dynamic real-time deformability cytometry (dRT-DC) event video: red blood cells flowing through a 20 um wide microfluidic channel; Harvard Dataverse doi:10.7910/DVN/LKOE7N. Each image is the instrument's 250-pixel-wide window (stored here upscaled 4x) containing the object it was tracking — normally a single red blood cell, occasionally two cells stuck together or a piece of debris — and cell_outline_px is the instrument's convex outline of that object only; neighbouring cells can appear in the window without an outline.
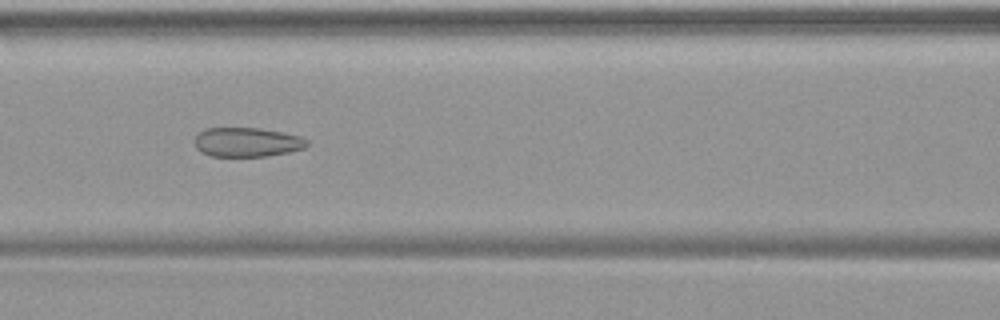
{"species": "common noctule bat (a hibernating species)", "species_latin": "Nyctalus noctula", "temperature_condition": "warm", "stored_images_in_passage": 45, "camera_frame_rate_fps": 3000, "um_per_image_px": 0.085, "animal": {"sex": "female", "body_mass_g": 19.9}, "frame": {"image": 1, "passage_image": 18, "time_ms": 5.667, "image_size_px": [1000, 320], "cell_outline_px": [[308, 144], [304, 148], [288, 152], [268, 156], [212, 156], [200, 152], [196, 148], [192, 140], [204, 128], [260, 128], [300, 136], [308, 140]], "centroid_in_image_um": [20.95, 12.08], "position_along_channel_um": 145.6, "area_um2": 19.25}}
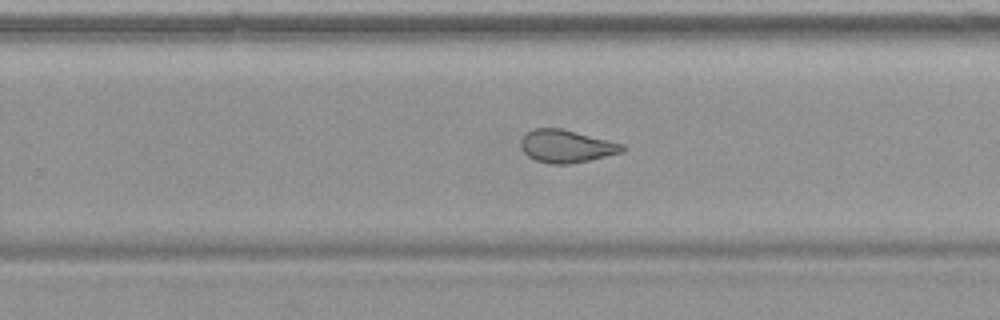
{"frame": {"image": 2, "passage_image": 28, "time_ms": 9.0, "image_size_px": [1000, 320], "cell_outline_px": [[628, 148], [624, 152], [588, 160], [568, 164], [548, 164], [536, 160], [528, 156], [524, 152], [520, 144], [520, 140], [532, 128], [560, 128], [624, 144]], "centroid_in_image_um": [48.15, 12.43], "position_along_channel_um": 281.6, "area_um2": 19.31}}
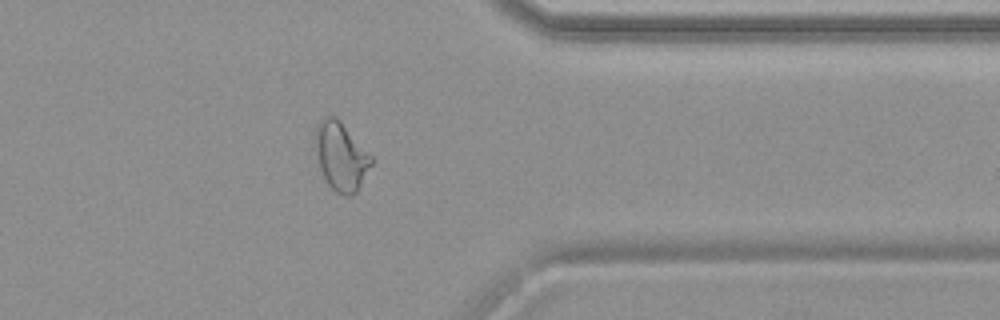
{"frame": {"image": 3, "passage_image": 36, "time_ms": 11.667, "image_size_px": [1000, 320], "cell_outline_px": [[372, 164], [356, 192], [348, 196], [344, 196], [336, 192], [328, 184], [320, 168], [312, 144], [312, 136], [316, 124], [324, 116], [336, 116], [340, 120], [372, 156]], "centroid_in_image_um": [28.92, 13.24], "position_along_channel_um": 382.5, "area_um2": 22.66}}